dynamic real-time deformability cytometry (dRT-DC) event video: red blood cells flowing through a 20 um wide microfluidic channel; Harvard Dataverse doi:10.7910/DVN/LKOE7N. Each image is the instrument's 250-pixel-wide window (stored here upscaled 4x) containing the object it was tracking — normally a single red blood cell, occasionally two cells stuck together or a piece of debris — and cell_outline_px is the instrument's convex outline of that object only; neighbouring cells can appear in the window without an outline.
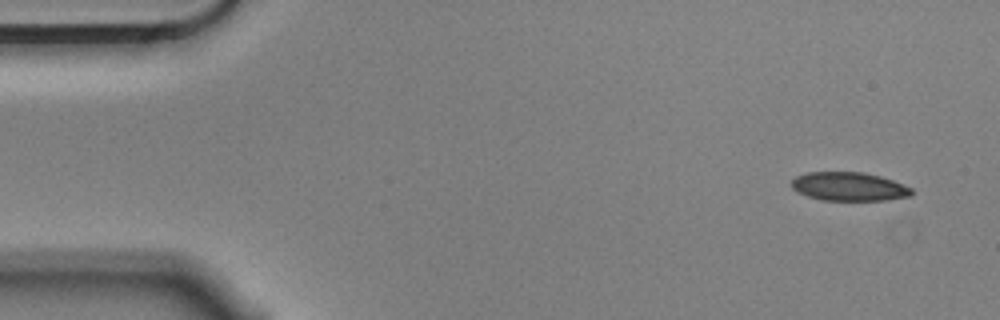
{"species": "Egyptian fruit bat (a non-hibernating species)", "species_latin": "Rousettus aegyptiacus", "temperature_condition": "cold", "stored_images_in_passage": 5, "camera_frame_rate_fps": 3000, "um_per_image_px": 0.085, "animal": {"sex": "male"}, "frame": {"image": 1, "passage_image": 1, "time_ms": 0.0, "image_size_px": [1000, 320], "cell_outline_px": [[912, 196], [888, 200], [824, 200], [808, 196], [792, 188], [792, 180], [796, 176], [808, 172], [860, 172], [880, 176], [892, 180], [912, 188]], "centroid_in_image_um": [72.19, 15.86], "position_along_channel_um": 12.8, "area_um2": 19.88}}
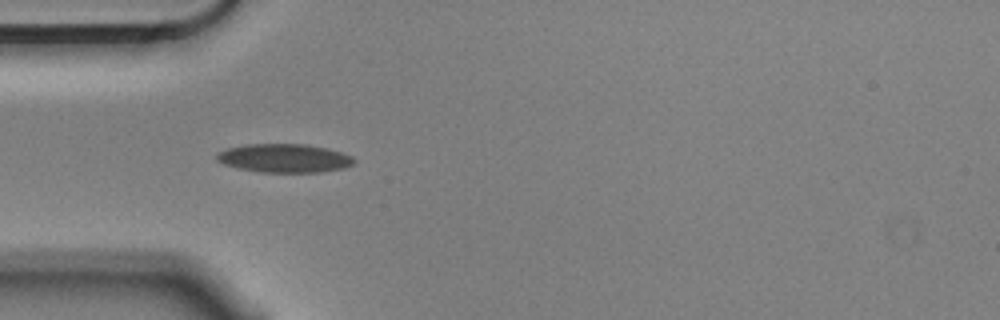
{"frame": {"image": 2, "passage_image": 4, "time_ms": 1.0, "image_size_px": [1000, 320], "cell_outline_px": [[356, 160], [352, 164], [344, 168], [320, 172], [260, 172], [236, 168], [224, 164], [216, 160], [216, 156], [220, 152], [228, 148], [248, 144], [304, 144], [324, 148], [340, 152], [352, 156]], "centroid_in_image_um": [24.15, 13.45], "position_along_channel_um": 60.8, "area_um2": 22.72}}
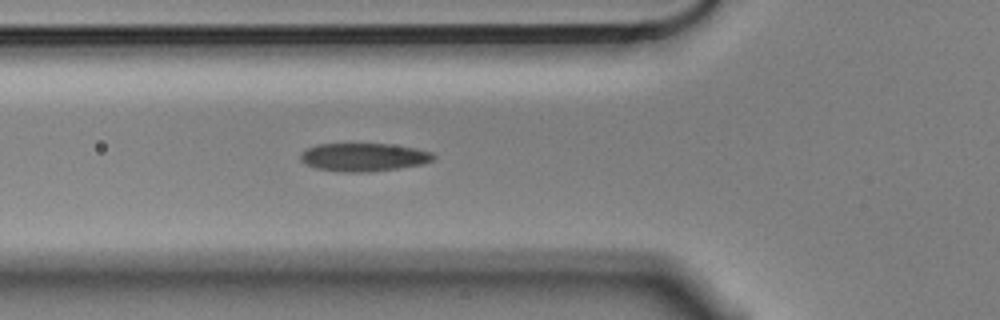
{"frame": {"image": 3, "passage_image": 5, "time_ms": 1.333, "image_size_px": [1000, 320], "cell_outline_px": [[436, 156], [432, 160], [424, 164], [368, 172], [344, 172], [316, 168], [300, 160], [300, 156], [308, 148], [316, 144], [388, 144], [416, 148], [432, 152]], "centroid_in_image_um": [30.94, 13.35], "position_along_channel_um": 94.9, "area_um2": 21.62}}